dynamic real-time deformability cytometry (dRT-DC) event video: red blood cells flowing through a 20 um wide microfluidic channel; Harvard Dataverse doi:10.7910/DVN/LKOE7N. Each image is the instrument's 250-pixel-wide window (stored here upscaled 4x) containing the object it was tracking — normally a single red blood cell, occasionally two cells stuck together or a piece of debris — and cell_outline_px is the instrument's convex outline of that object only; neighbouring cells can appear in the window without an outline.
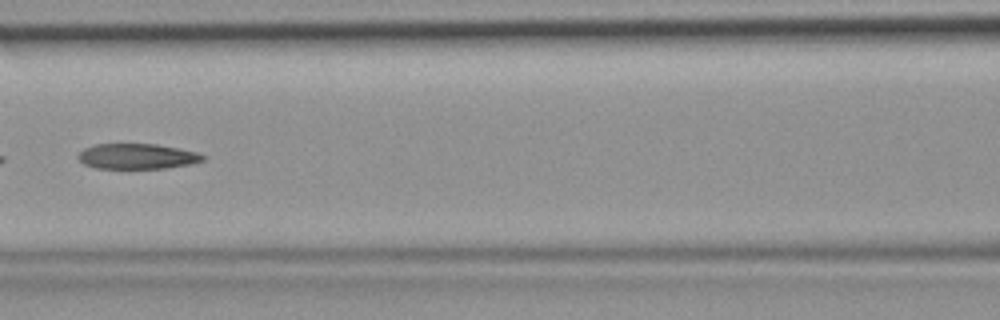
{"species": "common noctule bat (a hibernating species)", "species_latin": "Nyctalus noctula", "temperature_condition": "room temperature", "stored_images_in_passage": 6, "camera_frame_rate_fps": 3000, "um_per_image_px": 0.085, "animal": {"sex": "female", "body_mass_g": 19.9}, "frame": {"image": 1, "passage_image": 6, "time_ms": 1.667, "image_size_px": [1000, 320], "cell_outline_px": [[204, 160], [188, 164], [164, 168], [96, 168], [84, 164], [76, 156], [84, 148], [96, 144], [156, 144], [196, 152], [204, 156]], "centroid_in_image_um": [11.6, 13.28], "position_along_channel_um": 155.0, "area_um2": 18.15}}